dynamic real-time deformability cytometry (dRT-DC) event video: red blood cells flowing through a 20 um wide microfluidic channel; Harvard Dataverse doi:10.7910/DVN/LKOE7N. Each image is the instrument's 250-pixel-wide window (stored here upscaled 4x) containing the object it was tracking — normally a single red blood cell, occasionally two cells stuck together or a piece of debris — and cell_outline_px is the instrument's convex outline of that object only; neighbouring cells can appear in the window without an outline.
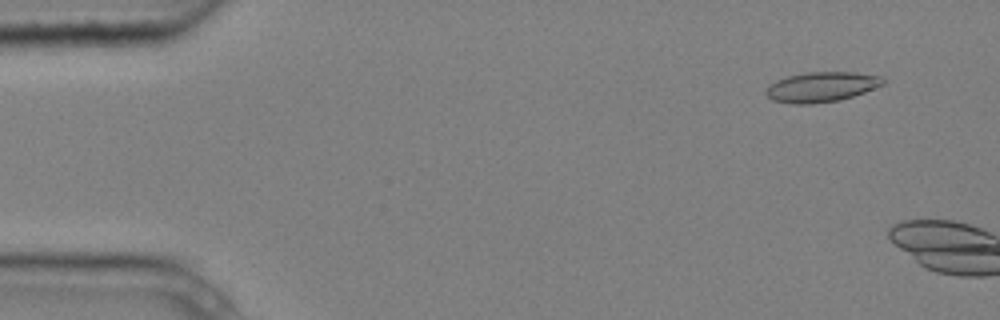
{"species": "common noctule bat (a hibernating species)", "species_latin": "Nyctalus noctula", "temperature_condition": "cold", "stored_images_in_passage": 2, "camera_frame_rate_fps": 3000, "um_per_image_px": 0.085, "animal": {"sex": "male", "body_mass_g": 20.4}, "frame": {"image": 1, "passage_image": 1, "time_ms": 0.0, "image_size_px": [1000, 320], "cell_outline_px": [[884, 84], [864, 92], [840, 100], [812, 104], [792, 104], [772, 100], [764, 92], [776, 80], [788, 76], [808, 72], [852, 72], [880, 76], [884, 80]], "centroid_in_image_um": [69.81, 7.39], "position_along_channel_um": 15.2, "area_um2": 20.29}}